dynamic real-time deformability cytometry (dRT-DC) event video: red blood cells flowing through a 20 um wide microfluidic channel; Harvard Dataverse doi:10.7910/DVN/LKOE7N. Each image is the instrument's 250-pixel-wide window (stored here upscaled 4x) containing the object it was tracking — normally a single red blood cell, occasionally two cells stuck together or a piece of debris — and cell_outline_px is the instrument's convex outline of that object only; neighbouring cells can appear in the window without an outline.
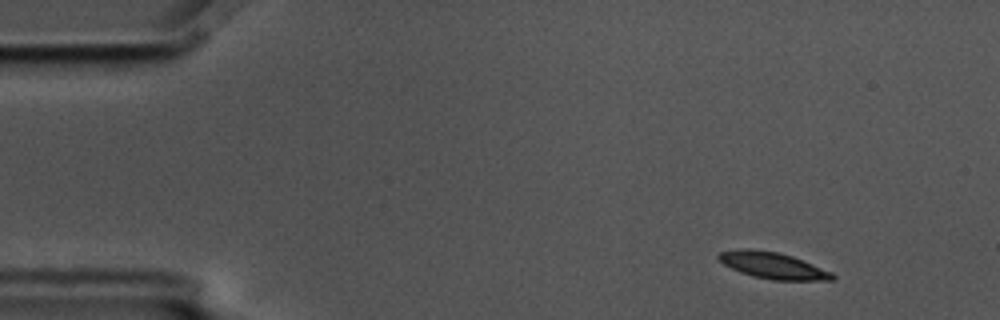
{"species": "common noctule bat (a hibernating species)", "species_latin": "Nyctalus noctula", "temperature_condition": "cold", "stored_images_in_passage": 3, "camera_frame_rate_fps": 3000, "um_per_image_px": 0.085, "animal": {"sex": "male", "body_mass_g": 17.5, "forearm_length_mm": 52.3}, "frame": {"image": 1, "passage_image": 1, "time_ms": 0.0, "image_size_px": [1000, 320], "cell_outline_px": [[836, 280], [772, 280], [752, 276], [740, 272], [724, 264], [716, 256], [720, 252], [736, 248], [752, 248], [780, 252], [792, 256], [832, 272], [836, 276]], "centroid_in_image_um": [65.68, 22.55], "position_along_channel_um": 19.3, "area_um2": 17.69}}
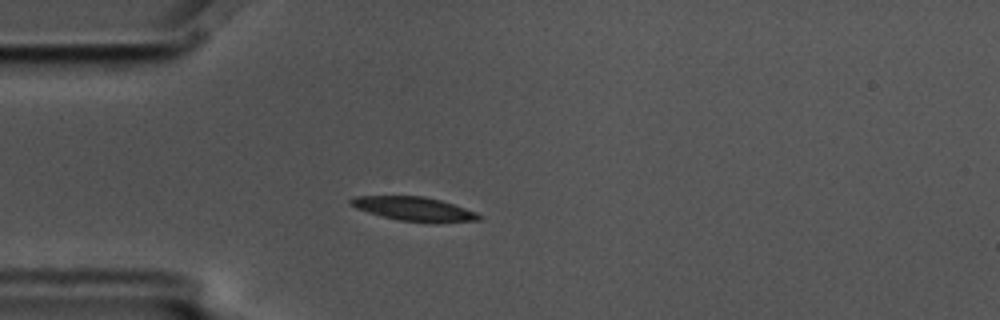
{"frame": {"image": 2, "passage_image": 3, "time_ms": 0.667, "image_size_px": [1000, 320], "cell_outline_px": [[484, 216], [480, 220], [400, 220], [368, 212], [356, 208], [348, 204], [348, 200], [356, 196], [424, 196], [440, 200], [476, 212]], "centroid_in_image_um": [35.1, 17.7], "position_along_channel_um": 49.9, "area_um2": 16.94}}